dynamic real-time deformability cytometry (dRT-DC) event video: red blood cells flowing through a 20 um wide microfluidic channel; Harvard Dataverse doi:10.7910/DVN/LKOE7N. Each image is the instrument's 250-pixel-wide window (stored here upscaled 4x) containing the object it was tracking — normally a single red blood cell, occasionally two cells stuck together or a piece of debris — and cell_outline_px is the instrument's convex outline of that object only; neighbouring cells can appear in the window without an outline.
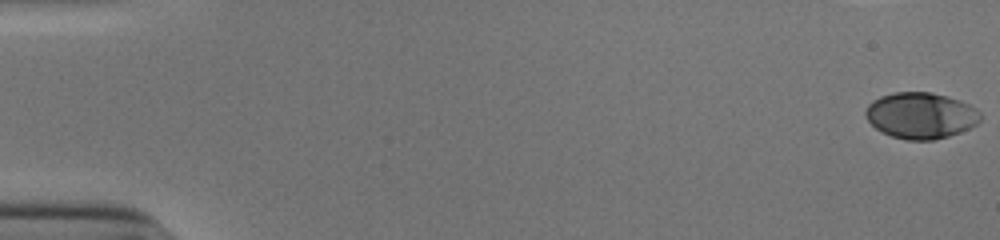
{"species": "human", "species_latin": "Homo sapiens", "temperature_condition": "cold", "stored_images_in_passage": 43, "camera_frame_rate_fps": 3000, "um_per_image_px": 0.085, "donor": {"sex": "male"}, "frame": {"image": 1, "passage_image": 1, "time_ms": 0.0, "image_size_px": [1000, 240], "cell_outline_px": [[980, 120], [976, 124], [960, 132], [948, 136], [932, 140], [908, 140], [892, 136], [876, 128], [864, 116], [864, 112], [868, 104], [872, 100], [880, 96], [896, 92], [932, 92], [948, 96], [960, 100], [976, 108], [980, 112]], "centroid_in_image_um": [78.25, 9.8], "position_along_channel_um": 6.7, "area_um2": 30.87}}